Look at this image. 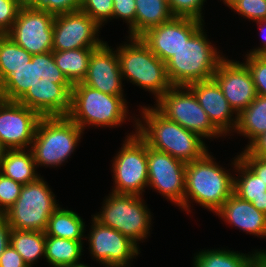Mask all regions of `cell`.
I'll return each instance as SVG.
<instances>
[{
    "instance_id": "cell-32",
    "label": "cell",
    "mask_w": 266,
    "mask_h": 267,
    "mask_svg": "<svg viewBox=\"0 0 266 267\" xmlns=\"http://www.w3.org/2000/svg\"><path fill=\"white\" fill-rule=\"evenodd\" d=\"M80 10L102 28L109 20H112L113 0H82Z\"/></svg>"
},
{
    "instance_id": "cell-44",
    "label": "cell",
    "mask_w": 266,
    "mask_h": 267,
    "mask_svg": "<svg viewBox=\"0 0 266 267\" xmlns=\"http://www.w3.org/2000/svg\"><path fill=\"white\" fill-rule=\"evenodd\" d=\"M258 25V29L261 30L260 32H263L262 39L264 40L263 42L261 41L260 47L254 48L247 52V54H252V55H258V56H266V20H260V21H255Z\"/></svg>"
},
{
    "instance_id": "cell-41",
    "label": "cell",
    "mask_w": 266,
    "mask_h": 267,
    "mask_svg": "<svg viewBox=\"0 0 266 267\" xmlns=\"http://www.w3.org/2000/svg\"><path fill=\"white\" fill-rule=\"evenodd\" d=\"M0 267H28L22 256L9 244L0 256Z\"/></svg>"
},
{
    "instance_id": "cell-8",
    "label": "cell",
    "mask_w": 266,
    "mask_h": 267,
    "mask_svg": "<svg viewBox=\"0 0 266 267\" xmlns=\"http://www.w3.org/2000/svg\"><path fill=\"white\" fill-rule=\"evenodd\" d=\"M143 196L110 192L104 199L100 213L93 216L101 224L128 237L138 247L150 236L152 212Z\"/></svg>"
},
{
    "instance_id": "cell-17",
    "label": "cell",
    "mask_w": 266,
    "mask_h": 267,
    "mask_svg": "<svg viewBox=\"0 0 266 267\" xmlns=\"http://www.w3.org/2000/svg\"><path fill=\"white\" fill-rule=\"evenodd\" d=\"M204 22L187 17H173L166 23L155 26L140 38L148 48L166 63Z\"/></svg>"
},
{
    "instance_id": "cell-26",
    "label": "cell",
    "mask_w": 266,
    "mask_h": 267,
    "mask_svg": "<svg viewBox=\"0 0 266 267\" xmlns=\"http://www.w3.org/2000/svg\"><path fill=\"white\" fill-rule=\"evenodd\" d=\"M83 241L46 236L45 258L51 267H67L81 264L84 255Z\"/></svg>"
},
{
    "instance_id": "cell-29",
    "label": "cell",
    "mask_w": 266,
    "mask_h": 267,
    "mask_svg": "<svg viewBox=\"0 0 266 267\" xmlns=\"http://www.w3.org/2000/svg\"><path fill=\"white\" fill-rule=\"evenodd\" d=\"M45 232L12 229L10 245L22 256L28 267H33L38 259H45Z\"/></svg>"
},
{
    "instance_id": "cell-25",
    "label": "cell",
    "mask_w": 266,
    "mask_h": 267,
    "mask_svg": "<svg viewBox=\"0 0 266 267\" xmlns=\"http://www.w3.org/2000/svg\"><path fill=\"white\" fill-rule=\"evenodd\" d=\"M235 132L249 138L245 149L266 132V97L257 95L255 100L238 114Z\"/></svg>"
},
{
    "instance_id": "cell-33",
    "label": "cell",
    "mask_w": 266,
    "mask_h": 267,
    "mask_svg": "<svg viewBox=\"0 0 266 267\" xmlns=\"http://www.w3.org/2000/svg\"><path fill=\"white\" fill-rule=\"evenodd\" d=\"M243 62L249 69L257 95L266 97V56L246 54Z\"/></svg>"
},
{
    "instance_id": "cell-37",
    "label": "cell",
    "mask_w": 266,
    "mask_h": 267,
    "mask_svg": "<svg viewBox=\"0 0 266 267\" xmlns=\"http://www.w3.org/2000/svg\"><path fill=\"white\" fill-rule=\"evenodd\" d=\"M135 0H113L112 19H121L129 26L128 37H135Z\"/></svg>"
},
{
    "instance_id": "cell-4",
    "label": "cell",
    "mask_w": 266,
    "mask_h": 267,
    "mask_svg": "<svg viewBox=\"0 0 266 267\" xmlns=\"http://www.w3.org/2000/svg\"><path fill=\"white\" fill-rule=\"evenodd\" d=\"M204 26L166 62V72L172 86H188L212 79L219 63L225 58L209 41Z\"/></svg>"
},
{
    "instance_id": "cell-48",
    "label": "cell",
    "mask_w": 266,
    "mask_h": 267,
    "mask_svg": "<svg viewBox=\"0 0 266 267\" xmlns=\"http://www.w3.org/2000/svg\"><path fill=\"white\" fill-rule=\"evenodd\" d=\"M5 96H4V92H3V82L0 79V103L5 101Z\"/></svg>"
},
{
    "instance_id": "cell-2",
    "label": "cell",
    "mask_w": 266,
    "mask_h": 267,
    "mask_svg": "<svg viewBox=\"0 0 266 267\" xmlns=\"http://www.w3.org/2000/svg\"><path fill=\"white\" fill-rule=\"evenodd\" d=\"M141 118L134 115L136 133L146 144L185 163L201 159L207 152L203 138L168 120L154 106H140Z\"/></svg>"
},
{
    "instance_id": "cell-9",
    "label": "cell",
    "mask_w": 266,
    "mask_h": 267,
    "mask_svg": "<svg viewBox=\"0 0 266 267\" xmlns=\"http://www.w3.org/2000/svg\"><path fill=\"white\" fill-rule=\"evenodd\" d=\"M41 176L23 185L16 202L3 214L11 229L45 232L52 213L60 206Z\"/></svg>"
},
{
    "instance_id": "cell-51",
    "label": "cell",
    "mask_w": 266,
    "mask_h": 267,
    "mask_svg": "<svg viewBox=\"0 0 266 267\" xmlns=\"http://www.w3.org/2000/svg\"><path fill=\"white\" fill-rule=\"evenodd\" d=\"M67 267H90L87 264H84L83 262L81 264L78 265H72V266H67Z\"/></svg>"
},
{
    "instance_id": "cell-45",
    "label": "cell",
    "mask_w": 266,
    "mask_h": 267,
    "mask_svg": "<svg viewBox=\"0 0 266 267\" xmlns=\"http://www.w3.org/2000/svg\"><path fill=\"white\" fill-rule=\"evenodd\" d=\"M259 211L266 214V197L254 199L251 202Z\"/></svg>"
},
{
    "instance_id": "cell-10",
    "label": "cell",
    "mask_w": 266,
    "mask_h": 267,
    "mask_svg": "<svg viewBox=\"0 0 266 267\" xmlns=\"http://www.w3.org/2000/svg\"><path fill=\"white\" fill-rule=\"evenodd\" d=\"M134 131L128 133L111 161L115 183L111 192L143 196L148 186L147 144Z\"/></svg>"
},
{
    "instance_id": "cell-22",
    "label": "cell",
    "mask_w": 266,
    "mask_h": 267,
    "mask_svg": "<svg viewBox=\"0 0 266 267\" xmlns=\"http://www.w3.org/2000/svg\"><path fill=\"white\" fill-rule=\"evenodd\" d=\"M32 150H6L0 163V173L22 185L36 181L41 175L36 171Z\"/></svg>"
},
{
    "instance_id": "cell-3",
    "label": "cell",
    "mask_w": 266,
    "mask_h": 267,
    "mask_svg": "<svg viewBox=\"0 0 266 267\" xmlns=\"http://www.w3.org/2000/svg\"><path fill=\"white\" fill-rule=\"evenodd\" d=\"M214 159L208 151L201 159L186 164L184 201L179 208L182 211L189 214L191 203L195 201L216 213L234 193V175Z\"/></svg>"
},
{
    "instance_id": "cell-47",
    "label": "cell",
    "mask_w": 266,
    "mask_h": 267,
    "mask_svg": "<svg viewBox=\"0 0 266 267\" xmlns=\"http://www.w3.org/2000/svg\"><path fill=\"white\" fill-rule=\"evenodd\" d=\"M22 6H35L39 0H17Z\"/></svg>"
},
{
    "instance_id": "cell-16",
    "label": "cell",
    "mask_w": 266,
    "mask_h": 267,
    "mask_svg": "<svg viewBox=\"0 0 266 267\" xmlns=\"http://www.w3.org/2000/svg\"><path fill=\"white\" fill-rule=\"evenodd\" d=\"M41 116L18 101L0 103V140L7 150L31 148ZM30 145V146H29Z\"/></svg>"
},
{
    "instance_id": "cell-34",
    "label": "cell",
    "mask_w": 266,
    "mask_h": 267,
    "mask_svg": "<svg viewBox=\"0 0 266 267\" xmlns=\"http://www.w3.org/2000/svg\"><path fill=\"white\" fill-rule=\"evenodd\" d=\"M204 2L206 0H169V8L174 17H187L203 20Z\"/></svg>"
},
{
    "instance_id": "cell-40",
    "label": "cell",
    "mask_w": 266,
    "mask_h": 267,
    "mask_svg": "<svg viewBox=\"0 0 266 267\" xmlns=\"http://www.w3.org/2000/svg\"><path fill=\"white\" fill-rule=\"evenodd\" d=\"M239 153V158L266 184V158L252 155L247 149Z\"/></svg>"
},
{
    "instance_id": "cell-36",
    "label": "cell",
    "mask_w": 266,
    "mask_h": 267,
    "mask_svg": "<svg viewBox=\"0 0 266 267\" xmlns=\"http://www.w3.org/2000/svg\"><path fill=\"white\" fill-rule=\"evenodd\" d=\"M23 185L0 173V215L18 199Z\"/></svg>"
},
{
    "instance_id": "cell-19",
    "label": "cell",
    "mask_w": 266,
    "mask_h": 267,
    "mask_svg": "<svg viewBox=\"0 0 266 267\" xmlns=\"http://www.w3.org/2000/svg\"><path fill=\"white\" fill-rule=\"evenodd\" d=\"M115 48L107 41L95 48L90 55L88 72L83 84L105 94L124 96L123 78ZM114 50V51H113Z\"/></svg>"
},
{
    "instance_id": "cell-12",
    "label": "cell",
    "mask_w": 266,
    "mask_h": 267,
    "mask_svg": "<svg viewBox=\"0 0 266 267\" xmlns=\"http://www.w3.org/2000/svg\"><path fill=\"white\" fill-rule=\"evenodd\" d=\"M88 239L92 259L105 267H131L133 258L140 255L139 247L117 230L98 222L93 216Z\"/></svg>"
},
{
    "instance_id": "cell-14",
    "label": "cell",
    "mask_w": 266,
    "mask_h": 267,
    "mask_svg": "<svg viewBox=\"0 0 266 267\" xmlns=\"http://www.w3.org/2000/svg\"><path fill=\"white\" fill-rule=\"evenodd\" d=\"M148 186L179 208L185 194L184 161L147 145Z\"/></svg>"
},
{
    "instance_id": "cell-35",
    "label": "cell",
    "mask_w": 266,
    "mask_h": 267,
    "mask_svg": "<svg viewBox=\"0 0 266 267\" xmlns=\"http://www.w3.org/2000/svg\"><path fill=\"white\" fill-rule=\"evenodd\" d=\"M230 9L249 21L266 20V0H238Z\"/></svg>"
},
{
    "instance_id": "cell-23",
    "label": "cell",
    "mask_w": 266,
    "mask_h": 267,
    "mask_svg": "<svg viewBox=\"0 0 266 267\" xmlns=\"http://www.w3.org/2000/svg\"><path fill=\"white\" fill-rule=\"evenodd\" d=\"M255 251V252H254ZM252 253L230 251L229 249H205L196 252L193 267H251L252 263L266 250H254Z\"/></svg>"
},
{
    "instance_id": "cell-11",
    "label": "cell",
    "mask_w": 266,
    "mask_h": 267,
    "mask_svg": "<svg viewBox=\"0 0 266 267\" xmlns=\"http://www.w3.org/2000/svg\"><path fill=\"white\" fill-rule=\"evenodd\" d=\"M155 102L154 107L168 120L199 134L203 139L224 137L188 86H172Z\"/></svg>"
},
{
    "instance_id": "cell-1",
    "label": "cell",
    "mask_w": 266,
    "mask_h": 267,
    "mask_svg": "<svg viewBox=\"0 0 266 267\" xmlns=\"http://www.w3.org/2000/svg\"><path fill=\"white\" fill-rule=\"evenodd\" d=\"M73 85L57 67L53 51L32 55L31 61L3 81L8 101H18L41 117L67 116Z\"/></svg>"
},
{
    "instance_id": "cell-18",
    "label": "cell",
    "mask_w": 266,
    "mask_h": 267,
    "mask_svg": "<svg viewBox=\"0 0 266 267\" xmlns=\"http://www.w3.org/2000/svg\"><path fill=\"white\" fill-rule=\"evenodd\" d=\"M213 78L237 114L246 109L257 97L251 73L239 60L225 57L219 63Z\"/></svg>"
},
{
    "instance_id": "cell-24",
    "label": "cell",
    "mask_w": 266,
    "mask_h": 267,
    "mask_svg": "<svg viewBox=\"0 0 266 267\" xmlns=\"http://www.w3.org/2000/svg\"><path fill=\"white\" fill-rule=\"evenodd\" d=\"M83 220L77 212L59 206L48 220L45 235L83 241L87 226Z\"/></svg>"
},
{
    "instance_id": "cell-7",
    "label": "cell",
    "mask_w": 266,
    "mask_h": 267,
    "mask_svg": "<svg viewBox=\"0 0 266 267\" xmlns=\"http://www.w3.org/2000/svg\"><path fill=\"white\" fill-rule=\"evenodd\" d=\"M83 134L68 116L41 117L30 148L36 166L55 168L66 163Z\"/></svg>"
},
{
    "instance_id": "cell-5",
    "label": "cell",
    "mask_w": 266,
    "mask_h": 267,
    "mask_svg": "<svg viewBox=\"0 0 266 267\" xmlns=\"http://www.w3.org/2000/svg\"><path fill=\"white\" fill-rule=\"evenodd\" d=\"M124 96L105 94L82 82L73 85L71 108L67 115L81 130L86 127H119L128 119Z\"/></svg>"
},
{
    "instance_id": "cell-30",
    "label": "cell",
    "mask_w": 266,
    "mask_h": 267,
    "mask_svg": "<svg viewBox=\"0 0 266 267\" xmlns=\"http://www.w3.org/2000/svg\"><path fill=\"white\" fill-rule=\"evenodd\" d=\"M233 159L230 165H233L234 172H238L234 175V194L249 202L266 197V184L239 158V155Z\"/></svg>"
},
{
    "instance_id": "cell-42",
    "label": "cell",
    "mask_w": 266,
    "mask_h": 267,
    "mask_svg": "<svg viewBox=\"0 0 266 267\" xmlns=\"http://www.w3.org/2000/svg\"><path fill=\"white\" fill-rule=\"evenodd\" d=\"M11 226L6 217L0 215V256L10 244Z\"/></svg>"
},
{
    "instance_id": "cell-13",
    "label": "cell",
    "mask_w": 266,
    "mask_h": 267,
    "mask_svg": "<svg viewBox=\"0 0 266 267\" xmlns=\"http://www.w3.org/2000/svg\"><path fill=\"white\" fill-rule=\"evenodd\" d=\"M54 18L35 6H22L6 35L32 55L53 51Z\"/></svg>"
},
{
    "instance_id": "cell-49",
    "label": "cell",
    "mask_w": 266,
    "mask_h": 267,
    "mask_svg": "<svg viewBox=\"0 0 266 267\" xmlns=\"http://www.w3.org/2000/svg\"><path fill=\"white\" fill-rule=\"evenodd\" d=\"M6 148L3 146L1 140H0V163H1V159L4 157V154L6 152Z\"/></svg>"
},
{
    "instance_id": "cell-27",
    "label": "cell",
    "mask_w": 266,
    "mask_h": 267,
    "mask_svg": "<svg viewBox=\"0 0 266 267\" xmlns=\"http://www.w3.org/2000/svg\"><path fill=\"white\" fill-rule=\"evenodd\" d=\"M135 3V37H140L147 30L174 17L165 0H135Z\"/></svg>"
},
{
    "instance_id": "cell-38",
    "label": "cell",
    "mask_w": 266,
    "mask_h": 267,
    "mask_svg": "<svg viewBox=\"0 0 266 267\" xmlns=\"http://www.w3.org/2000/svg\"><path fill=\"white\" fill-rule=\"evenodd\" d=\"M21 7L17 0H0V35L11 30Z\"/></svg>"
},
{
    "instance_id": "cell-20",
    "label": "cell",
    "mask_w": 266,
    "mask_h": 267,
    "mask_svg": "<svg viewBox=\"0 0 266 267\" xmlns=\"http://www.w3.org/2000/svg\"><path fill=\"white\" fill-rule=\"evenodd\" d=\"M214 127L225 137L235 133L238 114L228 103L214 78L188 85ZM235 114V116H234Z\"/></svg>"
},
{
    "instance_id": "cell-43",
    "label": "cell",
    "mask_w": 266,
    "mask_h": 267,
    "mask_svg": "<svg viewBox=\"0 0 266 267\" xmlns=\"http://www.w3.org/2000/svg\"><path fill=\"white\" fill-rule=\"evenodd\" d=\"M247 150L256 156H261L266 158V132L258 137Z\"/></svg>"
},
{
    "instance_id": "cell-15",
    "label": "cell",
    "mask_w": 266,
    "mask_h": 267,
    "mask_svg": "<svg viewBox=\"0 0 266 267\" xmlns=\"http://www.w3.org/2000/svg\"><path fill=\"white\" fill-rule=\"evenodd\" d=\"M100 26L81 10L55 15L53 22V51L97 48ZM99 33V34H98Z\"/></svg>"
},
{
    "instance_id": "cell-21",
    "label": "cell",
    "mask_w": 266,
    "mask_h": 267,
    "mask_svg": "<svg viewBox=\"0 0 266 267\" xmlns=\"http://www.w3.org/2000/svg\"><path fill=\"white\" fill-rule=\"evenodd\" d=\"M215 214L249 235L266 238V214L234 193Z\"/></svg>"
},
{
    "instance_id": "cell-50",
    "label": "cell",
    "mask_w": 266,
    "mask_h": 267,
    "mask_svg": "<svg viewBox=\"0 0 266 267\" xmlns=\"http://www.w3.org/2000/svg\"><path fill=\"white\" fill-rule=\"evenodd\" d=\"M237 1L238 0H223V3L230 8Z\"/></svg>"
},
{
    "instance_id": "cell-39",
    "label": "cell",
    "mask_w": 266,
    "mask_h": 267,
    "mask_svg": "<svg viewBox=\"0 0 266 267\" xmlns=\"http://www.w3.org/2000/svg\"><path fill=\"white\" fill-rule=\"evenodd\" d=\"M81 4L82 0H39L35 7L53 15H58L78 11Z\"/></svg>"
},
{
    "instance_id": "cell-6",
    "label": "cell",
    "mask_w": 266,
    "mask_h": 267,
    "mask_svg": "<svg viewBox=\"0 0 266 267\" xmlns=\"http://www.w3.org/2000/svg\"><path fill=\"white\" fill-rule=\"evenodd\" d=\"M127 38V42L116 49L123 81L126 79L151 92L157 101L172 87L167 76L166 63L159 59L140 37Z\"/></svg>"
},
{
    "instance_id": "cell-28",
    "label": "cell",
    "mask_w": 266,
    "mask_h": 267,
    "mask_svg": "<svg viewBox=\"0 0 266 267\" xmlns=\"http://www.w3.org/2000/svg\"><path fill=\"white\" fill-rule=\"evenodd\" d=\"M95 48H79L65 51H53L57 67L68 81L74 85L82 82L88 72L90 55Z\"/></svg>"
},
{
    "instance_id": "cell-31",
    "label": "cell",
    "mask_w": 266,
    "mask_h": 267,
    "mask_svg": "<svg viewBox=\"0 0 266 267\" xmlns=\"http://www.w3.org/2000/svg\"><path fill=\"white\" fill-rule=\"evenodd\" d=\"M32 54L6 34L0 35V79L2 82L17 69L31 61Z\"/></svg>"
},
{
    "instance_id": "cell-46",
    "label": "cell",
    "mask_w": 266,
    "mask_h": 267,
    "mask_svg": "<svg viewBox=\"0 0 266 267\" xmlns=\"http://www.w3.org/2000/svg\"><path fill=\"white\" fill-rule=\"evenodd\" d=\"M251 267H266V254H261L251 265Z\"/></svg>"
}]
</instances>
